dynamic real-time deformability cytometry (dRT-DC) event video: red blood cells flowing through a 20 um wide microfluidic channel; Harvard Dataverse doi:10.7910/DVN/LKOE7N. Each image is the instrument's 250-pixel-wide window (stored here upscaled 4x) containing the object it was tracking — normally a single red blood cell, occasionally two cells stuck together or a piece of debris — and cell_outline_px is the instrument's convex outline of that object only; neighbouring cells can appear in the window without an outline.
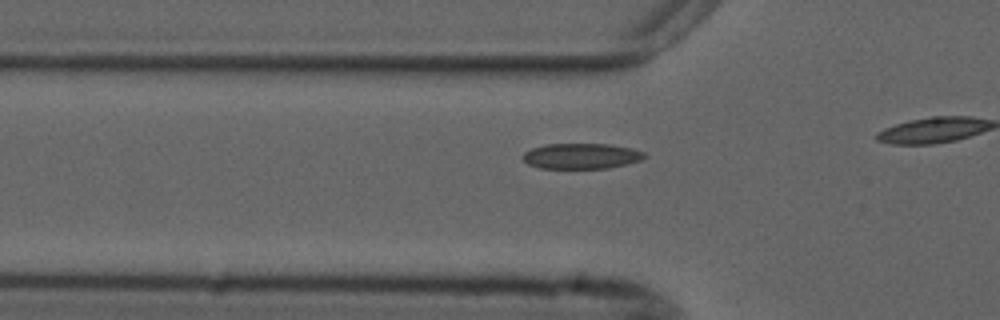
{"species": "common noctule bat (a hibernating species)", "species_latin": "Nyctalus noctula", "temperature_condition": "cold", "stored_images_in_passage": 8, "camera_frame_rate_fps": 3000, "um_per_image_px": 0.085, "animal": {"sex": "male", "forearm_length_mm": 52.5}, "frame": {"image": 1, "passage_image": 3, "time_ms": 0.667, "image_size_px": [1000, 320], "cell_outline_px": [[648, 156], [640, 160], [628, 164], [608, 168], [540, 168], [528, 164], [520, 156], [524, 152], [532, 148], [544, 144], [608, 144], [632, 148], [644, 152]], "centroid_in_image_um": [49.41, 13.26], "position_along_channel_um": 76.4, "area_um2": 18.21}}
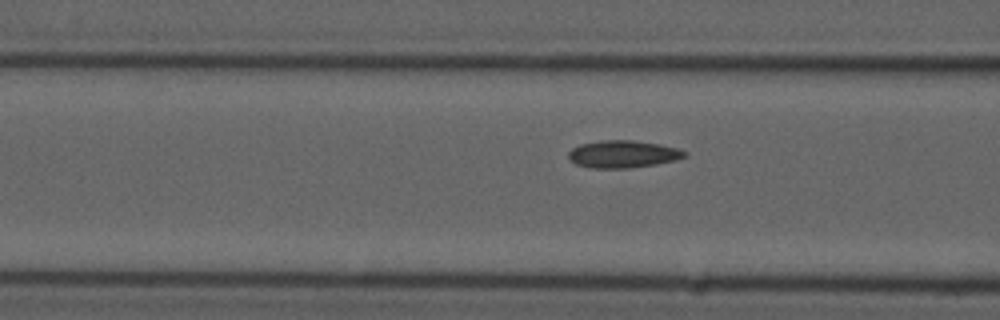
{"frame": {"image": 2, "passage_image": 6, "time_ms": 1.667, "image_size_px": [1000, 320], "cell_outline_px": [[688, 156], [676, 160], [656, 164], [628, 168], [588, 168], [576, 164], [568, 156], [568, 152], [572, 148], [580, 144], [600, 140], [632, 140], [660, 144], [676, 148], [688, 152]], "centroid_in_image_um": [52.96, 13.1], "position_along_channel_um": 113.6, "area_um2": 18.61}}